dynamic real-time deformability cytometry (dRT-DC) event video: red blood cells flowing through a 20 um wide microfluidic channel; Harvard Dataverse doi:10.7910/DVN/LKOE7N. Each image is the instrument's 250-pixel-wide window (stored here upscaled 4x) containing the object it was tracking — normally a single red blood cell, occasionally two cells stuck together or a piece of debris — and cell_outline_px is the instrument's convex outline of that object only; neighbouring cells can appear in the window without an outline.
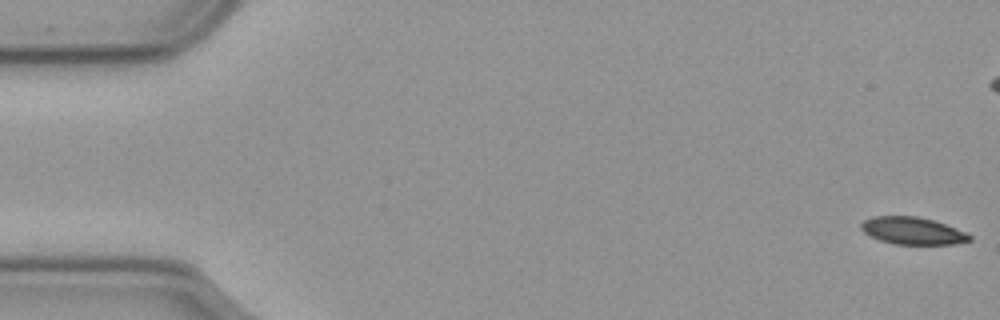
{"species": "common noctule bat (a hibernating species)", "species_latin": "Nyctalus noctula", "temperature_condition": "cold", "stored_images_in_passage": 58, "camera_frame_rate_fps": 3000, "um_per_image_px": 0.085, "animal": {"sex": "male", "body_mass_g": 23.1, "forearm_length_mm": 52.7}, "frame": {"image": 1, "passage_image": 1, "time_ms": 0.0, "image_size_px": [1000, 320], "cell_outline_px": [[972, 240], [952, 244], [896, 244], [880, 240], [864, 232], [860, 228], [860, 224], [864, 220], [872, 216], [916, 216], [932, 220], [944, 224], [964, 232], [972, 236]], "centroid_in_image_um": [77.54, 19.61], "position_along_channel_um": 7.5, "area_um2": 16.99}}
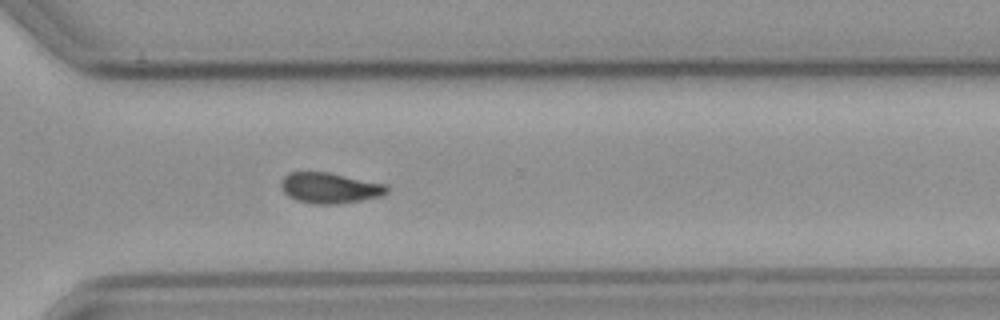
{"frame": {"image": 2, "passage_image": 41, "time_ms": 13.333, "image_size_px": [1000, 320], "cell_outline_px": [[388, 192], [380, 196], [360, 200], [336, 204], [312, 204], [296, 200], [288, 196], [280, 188], [280, 180], [284, 176], [292, 172], [328, 172], [384, 184], [388, 188]], "centroid_in_image_um": [27.97, 15.98], "position_along_channel_um": 342.6, "area_um2": 18.79}}
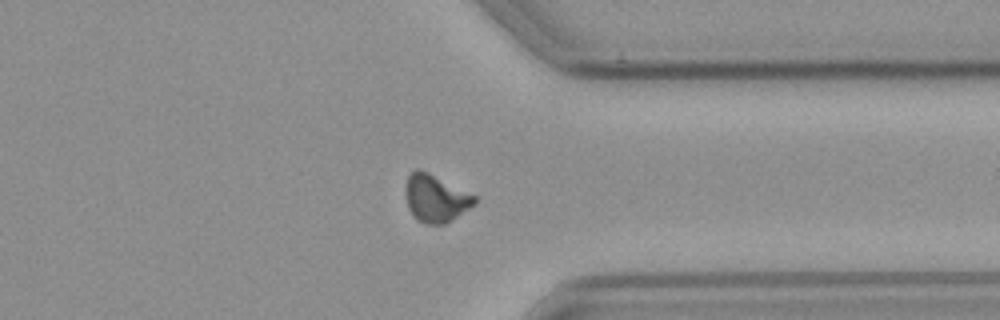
{"frame": {"image": 3, "passage_image": 44, "time_ms": 14.333, "image_size_px": [1000, 320], "cell_outline_px": [[476, 204], [444, 224], [428, 224], [416, 220], [412, 216], [408, 208], [404, 188], [408, 176], [416, 168], [420, 168], [476, 196]], "centroid_in_image_um": [36.99, 16.85], "position_along_channel_um": 374.4, "area_um2": 19.07}, "authors_computed_cell_mechanics": {"area_um2": 18.785, "velocity_mm_per_s": 3.5791, "shape_relaxation_time_tau1_ms": 4.6536, "shape_relaxation_time_tau2_ms": null, "deformation_change_tau1": 0.1222, "deformation_change_tau2": null}}